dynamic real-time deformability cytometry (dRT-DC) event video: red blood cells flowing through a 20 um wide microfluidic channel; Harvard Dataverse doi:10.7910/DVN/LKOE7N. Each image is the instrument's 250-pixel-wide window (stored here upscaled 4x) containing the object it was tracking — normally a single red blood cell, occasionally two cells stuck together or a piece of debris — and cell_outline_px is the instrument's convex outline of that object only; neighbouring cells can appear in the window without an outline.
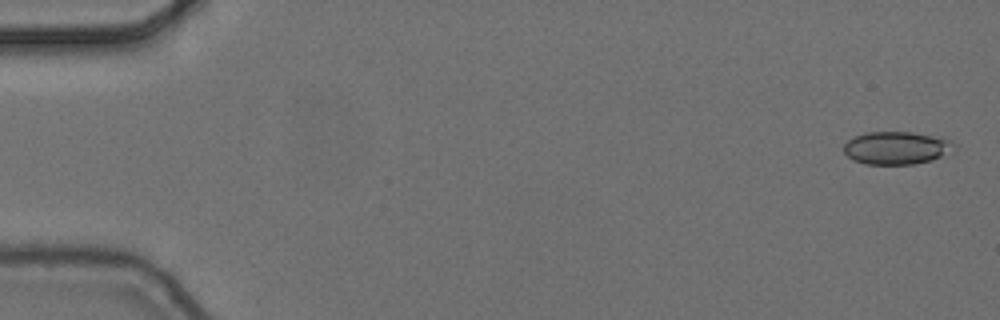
{"species": "common noctule bat (a hibernating species)", "species_latin": "Nyctalus noctula", "temperature_condition": "cold", "stored_images_in_passage": 5, "camera_frame_rate_fps": 3000, "um_per_image_px": 0.085, "animal": {"sex": "female", "body_mass_g": 24.6, "forearm_length_mm": 56.2}, "frame": {"image": 1, "passage_image": 1, "time_ms": 0.0, "image_size_px": [1000, 320], "cell_outline_px": [[956, 144], [940, 156], [932, 160], [912, 164], [864, 164], [852, 160], [844, 152], [844, 144], [848, 140], [856, 136], [868, 132], [912, 132], [948, 140]], "centroid_in_image_um": [76.1, 12.58], "position_along_channel_um": 8.9, "area_um2": 20.58}}
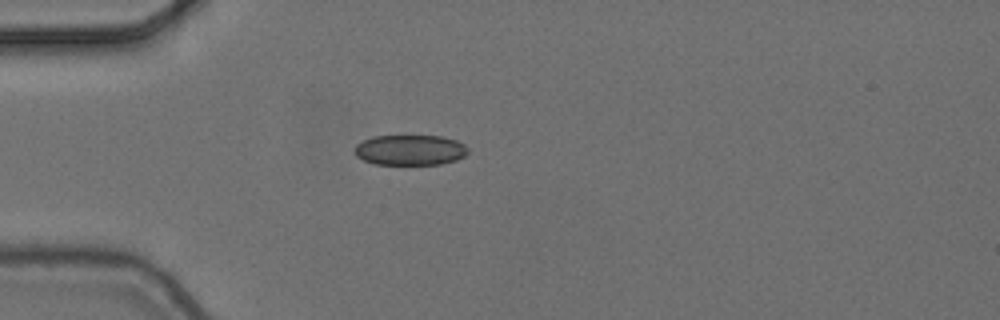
{"frame": {"image": 2, "passage_image": 5, "time_ms": 1.333, "image_size_px": [1000, 320], "cell_outline_px": [[468, 152], [464, 156], [456, 160], [440, 164], [376, 164], [364, 160], [356, 156], [356, 144], [372, 136], [440, 136], [456, 140], [464, 144], [468, 148]], "centroid_in_image_um": [34.88, 12.75], "position_along_channel_um": 50.1, "area_um2": 19.94}}